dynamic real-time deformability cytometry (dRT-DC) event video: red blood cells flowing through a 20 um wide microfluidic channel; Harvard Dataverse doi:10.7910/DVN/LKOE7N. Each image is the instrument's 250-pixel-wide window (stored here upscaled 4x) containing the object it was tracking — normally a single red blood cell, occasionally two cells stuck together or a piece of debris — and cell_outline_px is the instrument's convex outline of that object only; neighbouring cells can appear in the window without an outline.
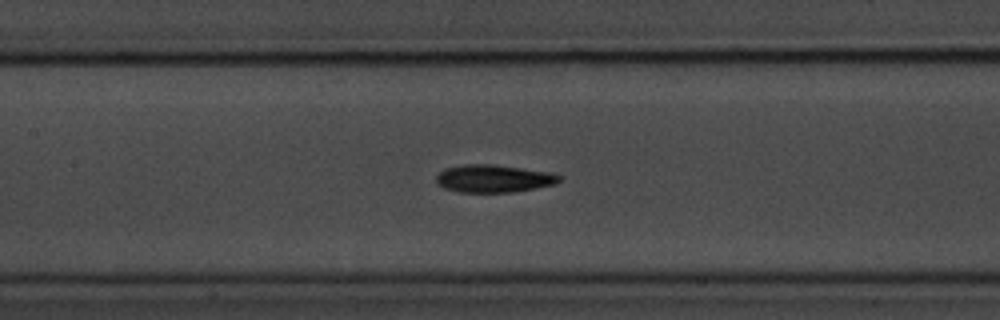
{"species": "common noctule bat (a hibernating species)", "species_latin": "Nyctalus noctula", "temperature_condition": "room temperature", "stored_images_in_passage": 54, "camera_frame_rate_fps": 3000, "um_per_image_px": 0.085, "animal": {"sex": "male", "body_mass_g": 20.1, "forearm_length_mm": 53.5}, "frame": {"image": 1, "passage_image": 24, "time_ms": 7.667, "image_size_px": [1000, 320], "cell_outline_px": [[560, 180], [556, 184], [512, 192], [460, 192], [444, 188], [436, 180], [436, 176], [444, 168], [464, 164], [492, 164], [552, 172], [560, 176]], "centroid_in_image_um": [41.96, 15.17], "position_along_channel_um": 165.4, "area_um2": 19.77}, "authors_computed_cell_mechanics": {"area_um2": 18.9873, "velocity_mm_per_s": 3.7056, "shape_relaxation_time_tau1_ms": 3.2192, "shape_relaxation_time_tau2_ms": 3.6106, "deformation_change_tau1": 0.1316, "deformation_change_tau2": 0.1083}}